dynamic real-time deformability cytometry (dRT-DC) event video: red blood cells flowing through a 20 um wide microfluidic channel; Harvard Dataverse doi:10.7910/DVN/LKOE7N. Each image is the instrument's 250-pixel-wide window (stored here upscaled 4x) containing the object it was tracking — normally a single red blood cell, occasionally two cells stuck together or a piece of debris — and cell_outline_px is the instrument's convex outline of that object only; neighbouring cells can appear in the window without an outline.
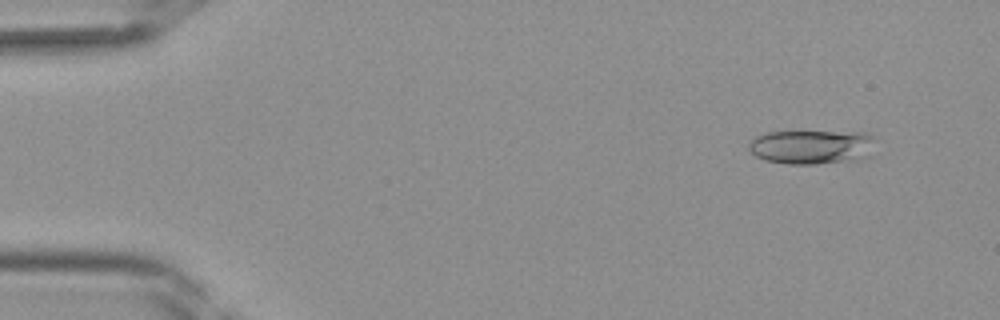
{"species": "Egyptian fruit bat (a non-hibernating species)", "species_latin": "Rousettus aegyptiacus", "temperature_condition": "room temperature", "stored_images_in_passage": 41, "camera_frame_rate_fps": 3000, "um_per_image_px": 0.085, "frame": {"image": 1, "passage_image": 4, "time_ms": 1.0, "image_size_px": [1000, 320], "cell_outline_px": [[872, 156], [856, 160], [816, 164], [788, 164], [764, 160], [756, 156], [748, 148], [748, 144], [756, 136], [768, 132], [864, 132], [872, 136]], "centroid_in_image_um": [69.0, 12.5], "position_along_channel_um": 16.0, "area_um2": 25.26}}
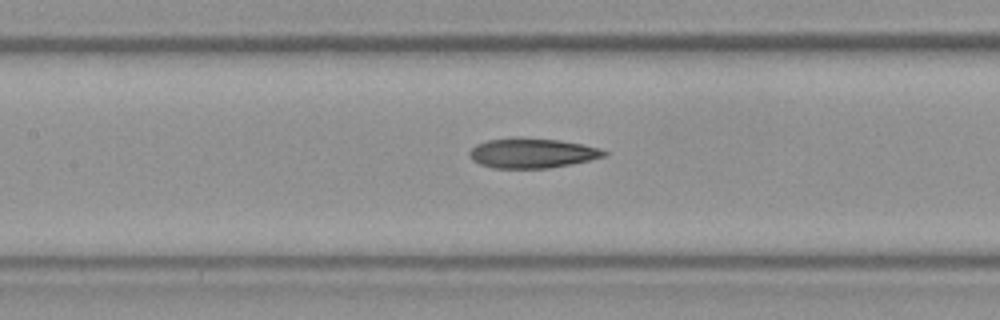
{"frame": {"image": 2, "passage_image": 19, "time_ms": 6.0, "image_size_px": [1000, 320], "cell_outline_px": [[608, 156], [548, 168], [492, 168], [480, 164], [472, 160], [468, 152], [476, 144], [488, 140], [516, 136], [560, 140], [600, 148], [608, 152]], "centroid_in_image_um": [45.2, 13.0], "position_along_channel_um": 162.2, "area_um2": 23.52}}
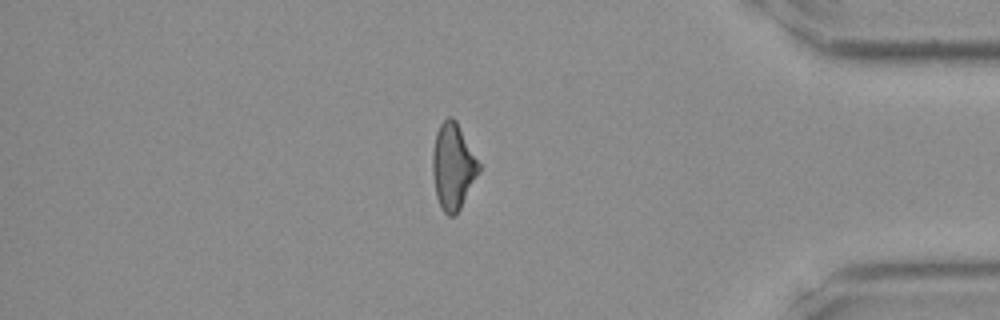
{"frame": {"image": 3, "passage_image": 35, "time_ms": 11.333, "image_size_px": [1000, 320], "cell_outline_px": [[480, 172], [460, 208], [452, 216], [448, 216], [444, 212], [436, 196], [432, 172], [432, 152], [436, 132], [440, 124], [448, 116], [452, 116], [456, 120], [480, 164]], "centroid_in_image_um": [38.5, 14.12], "position_along_channel_um": 396.7, "area_um2": 23.12}}